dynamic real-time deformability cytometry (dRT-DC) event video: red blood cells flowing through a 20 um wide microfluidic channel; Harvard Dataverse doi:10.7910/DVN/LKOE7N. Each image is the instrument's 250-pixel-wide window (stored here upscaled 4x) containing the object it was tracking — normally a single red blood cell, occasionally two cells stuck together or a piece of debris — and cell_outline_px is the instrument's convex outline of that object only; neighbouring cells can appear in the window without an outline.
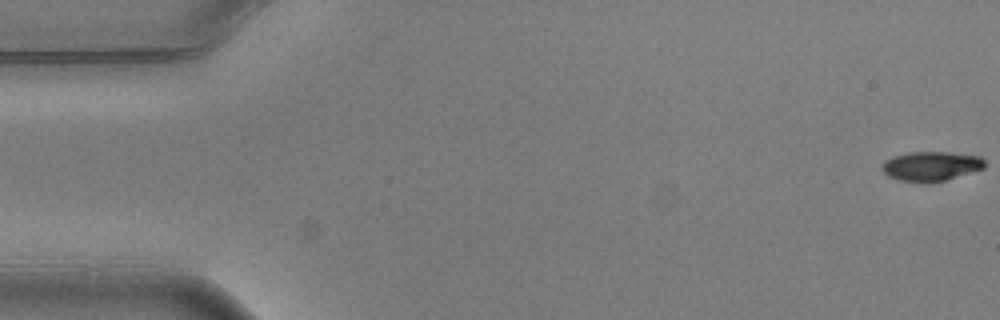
{"species": "common noctule bat (a hibernating species)", "species_latin": "Nyctalus noctula", "temperature_condition": "warm", "stored_images_in_passage": 5, "camera_frame_rate_fps": 3000, "um_per_image_px": 0.085, "animal": {"sex": "male", "body_mass_g": 20.5, "forearm_length_mm": 52.5}, "frame": {"image": 1, "passage_image": 1, "time_ms": 0.0, "image_size_px": [1000, 320], "cell_outline_px": [[984, 168], [944, 180], [928, 184], [920, 184], [900, 180], [888, 176], [880, 168], [880, 164], [884, 160], [892, 156], [908, 152], [952, 152], [980, 156], [984, 160]], "centroid_in_image_um": [79.07, 14.13], "position_along_channel_um": 5.9, "area_um2": 17.98}}
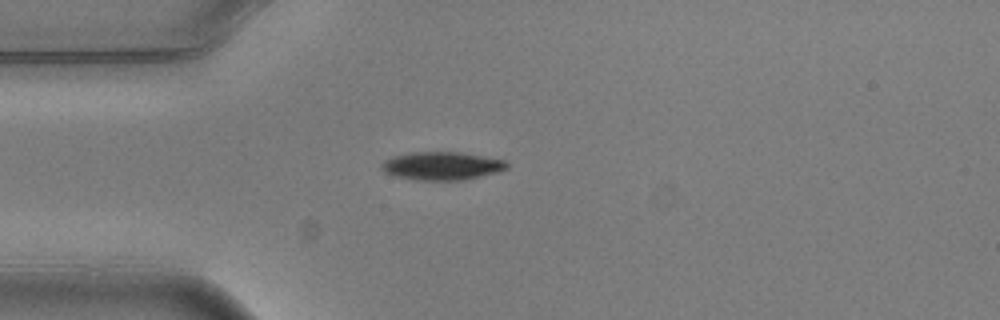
{"frame": {"image": 2, "passage_image": 5, "time_ms": 1.333, "image_size_px": [1000, 320], "cell_outline_px": [[508, 168], [496, 172], [464, 180], [412, 180], [396, 176], [384, 172], [380, 168], [380, 164], [384, 160], [392, 156], [412, 152], [460, 152], [504, 160], [508, 164]], "centroid_in_image_um": [37.5, 14.1], "position_along_channel_um": 47.5, "area_um2": 20.58}}